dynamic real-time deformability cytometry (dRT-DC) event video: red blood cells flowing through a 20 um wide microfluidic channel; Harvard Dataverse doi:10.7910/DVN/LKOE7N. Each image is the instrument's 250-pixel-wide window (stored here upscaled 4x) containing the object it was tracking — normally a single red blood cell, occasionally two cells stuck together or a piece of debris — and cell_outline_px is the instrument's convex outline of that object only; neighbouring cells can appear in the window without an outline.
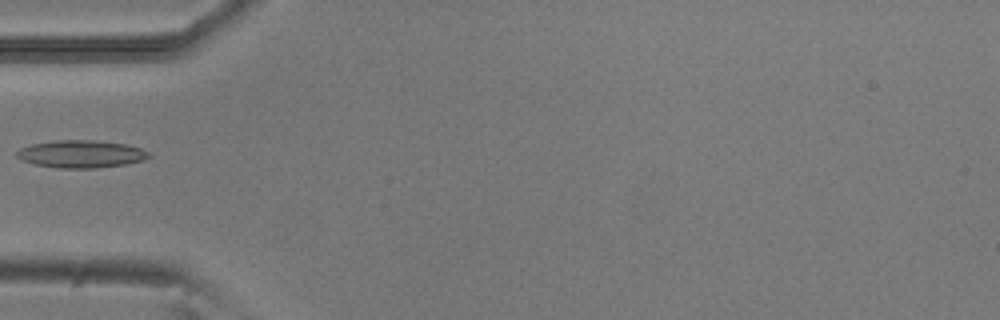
{"species": "common noctule bat (a hibernating species)", "species_latin": "Nyctalus noctula", "temperature_condition": "room temperature", "stored_images_in_passage": 5, "camera_frame_rate_fps": 3000, "um_per_image_px": 0.085, "animal": {"sex": "male", "body_mass_g": 20.5, "forearm_length_mm": 52.5}, "frame": {"image": 1, "passage_image": 5, "time_ms": 1.333, "image_size_px": [1000, 320], "cell_outline_px": [[152, 156], [144, 160], [124, 164], [96, 168], [56, 168], [36, 164], [20, 160], [16, 156], [16, 152], [20, 148], [32, 144], [56, 140], [92, 140], [128, 144], [140, 148], [148, 152]], "centroid_in_image_um": [6.89, 13.09], "position_along_channel_um": 78.1, "area_um2": 21.21}}